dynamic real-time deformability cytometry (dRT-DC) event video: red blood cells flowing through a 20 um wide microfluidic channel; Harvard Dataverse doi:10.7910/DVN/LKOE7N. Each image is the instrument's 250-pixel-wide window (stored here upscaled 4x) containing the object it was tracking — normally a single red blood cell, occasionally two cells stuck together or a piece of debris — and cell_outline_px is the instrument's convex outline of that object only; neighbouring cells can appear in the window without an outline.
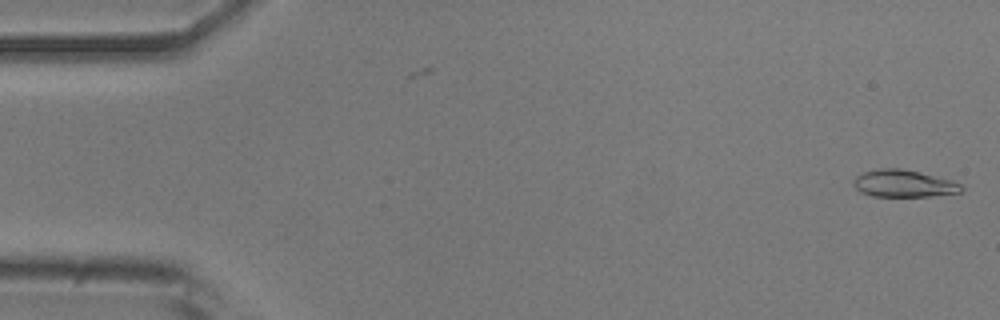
{"species": "common noctule bat (a hibernating species)", "species_latin": "Nyctalus noctula", "temperature_condition": "room temperature", "stored_images_in_passage": 3, "camera_frame_rate_fps": 3000, "um_per_image_px": 0.085, "animal": {"sex": "male", "body_mass_g": 20.5, "forearm_length_mm": 52.5}, "frame": {"image": 1, "passage_image": 3, "time_ms": 0.667, "image_size_px": [1000, 320], "cell_outline_px": [[964, 188], [960, 192], [932, 196], [872, 196], [860, 192], [852, 184], [852, 180], [856, 176], [864, 172], [880, 168], [900, 168], [952, 180], [960, 184]], "centroid_in_image_um": [76.78, 15.6], "position_along_channel_um": 8.2, "area_um2": 16.99}}